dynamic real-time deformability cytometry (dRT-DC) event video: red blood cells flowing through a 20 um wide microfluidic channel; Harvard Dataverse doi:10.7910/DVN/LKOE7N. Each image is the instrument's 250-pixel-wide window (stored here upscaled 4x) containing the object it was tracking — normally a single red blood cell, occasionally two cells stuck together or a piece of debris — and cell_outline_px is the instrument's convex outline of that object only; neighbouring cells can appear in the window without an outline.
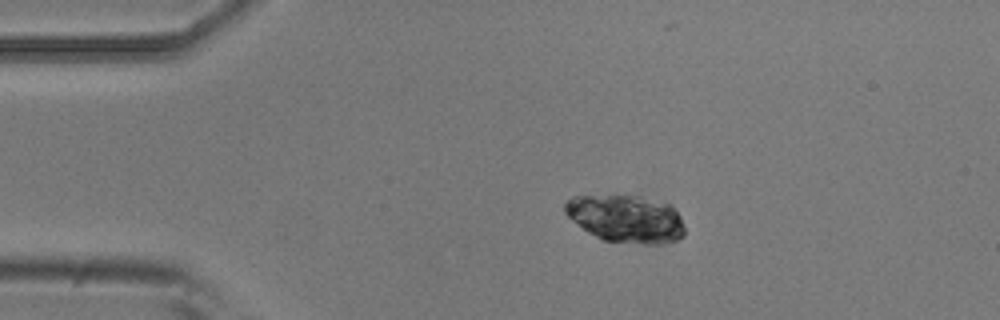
{"species": "common noctule bat (a hibernating species)", "species_latin": "Nyctalus noctula", "temperature_condition": "room temperature", "stored_images_in_passage": 3, "camera_frame_rate_fps": 3000, "um_per_image_px": 0.085, "animal": {"sex": "male", "body_mass_g": 20.5, "forearm_length_mm": 52.5}, "frame": {"image": 1, "passage_image": 1, "time_ms": 0.0, "image_size_px": [1000, 320], "cell_outline_px": [[684, 236], [676, 240], [664, 244], [644, 244], [604, 240], [588, 232], [568, 216], [564, 212], [564, 204], [572, 196], [640, 196], [668, 204], [680, 216], [684, 228]], "centroid_in_image_um": [53.22, 18.6], "position_along_channel_um": 31.8, "area_um2": 32.83}}